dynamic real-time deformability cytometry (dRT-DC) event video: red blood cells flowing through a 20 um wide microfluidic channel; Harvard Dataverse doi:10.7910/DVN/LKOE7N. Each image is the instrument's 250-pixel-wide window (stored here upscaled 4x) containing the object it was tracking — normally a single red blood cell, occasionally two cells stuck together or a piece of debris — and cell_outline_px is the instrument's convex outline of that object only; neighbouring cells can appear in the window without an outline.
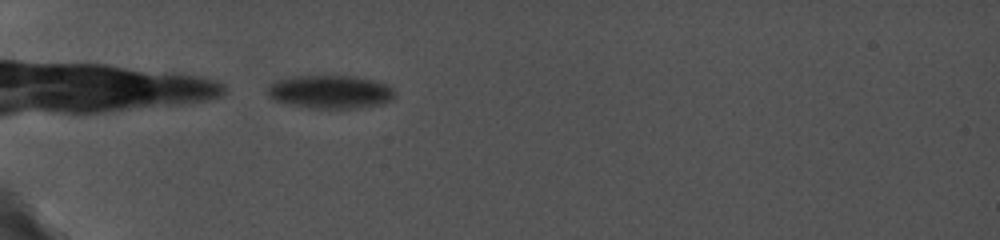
{"species": "common noctule bat (a hibernating species)", "species_latin": "Nyctalus noctula", "temperature_condition": "cold", "stored_images_in_passage": 18, "camera_frame_rate_fps": 5000, "um_per_image_px": 0.085, "animal": {"sex": "female", "body_mass_g": 19.0, "forearm_length_mm": 56.7}, "frame": {"image": 1, "passage_image": 1, "time_ms": 0.0, "image_size_px": [1000, 240], "cell_outline_px": [[396, 96], [392, 100], [380, 104], [360, 108], [308, 108], [288, 104], [276, 100], [268, 96], [268, 84], [276, 80], [288, 76], [356, 76], [388, 84], [396, 92]], "centroid_in_image_um": [28.08, 7.8], "position_along_channel_um": 56.9, "area_um2": 24.97}}
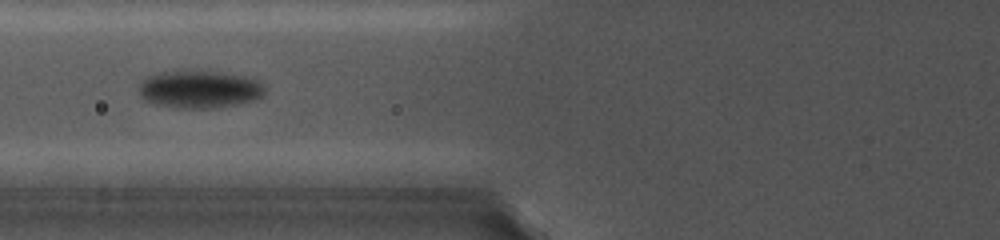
{"frame": {"image": 2, "passage_image": 8, "time_ms": 2.0, "image_size_px": [1000, 240], "cell_outline_px": [[264, 92], [256, 100], [240, 104], [216, 108], [176, 108], [156, 104], [144, 100], [140, 96], [140, 80], [144, 76], [156, 72], [176, 68], [216, 72], [244, 76], [256, 80], [264, 88]], "centroid_in_image_um": [16.86, 7.56], "position_along_channel_um": 108.9, "area_um2": 28.32}}